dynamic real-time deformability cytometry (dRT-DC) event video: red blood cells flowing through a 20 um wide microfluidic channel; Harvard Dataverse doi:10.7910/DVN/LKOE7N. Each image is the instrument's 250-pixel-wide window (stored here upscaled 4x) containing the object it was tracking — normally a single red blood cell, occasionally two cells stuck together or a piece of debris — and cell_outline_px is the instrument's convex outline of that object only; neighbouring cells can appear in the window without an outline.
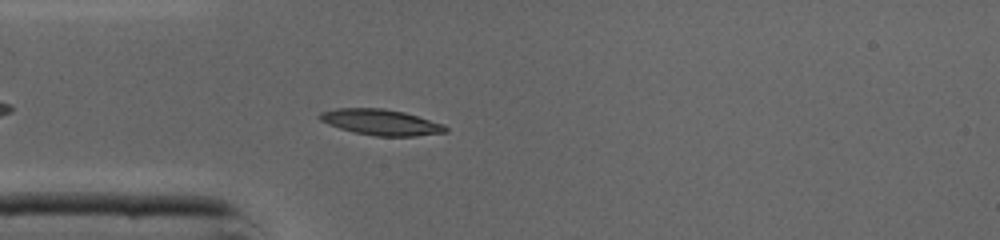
{"species": "common noctule bat (a hibernating species)", "species_latin": "Nyctalus noctula", "temperature_condition": "cold", "stored_images_in_passage": 38, "camera_frame_rate_fps": 3000, "um_per_image_px": 0.085, "animal": {"sex": "male", "body_mass_g": 19.0, "forearm_length_mm": 50.8}, "frame": {"image": 1, "passage_image": 5, "time_ms": 1.333, "image_size_px": [1000, 240], "cell_outline_px": [[448, 132], [416, 136], [376, 136], [352, 132], [328, 124], [320, 120], [320, 112], [336, 108], [384, 108], [404, 112], [444, 124], [448, 128]], "centroid_in_image_um": [32.4, 10.39], "position_along_channel_um": 52.6, "area_um2": 18.96}}
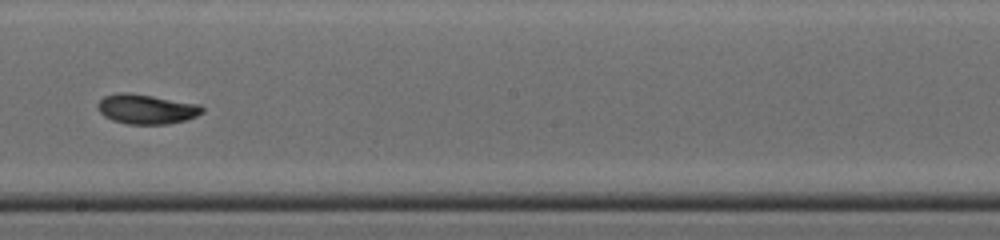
{"frame": {"image": 2, "passage_image": 18, "time_ms": 5.667, "image_size_px": [1000, 240], "cell_outline_px": [[204, 112], [196, 116], [184, 120], [168, 124], [128, 124], [112, 120], [104, 116], [100, 112], [96, 104], [104, 96], [120, 92], [128, 92], [200, 104], [204, 108]], "centroid_in_image_um": [12.44, 9.27], "position_along_channel_um": 235.8, "area_um2": 18.09}}
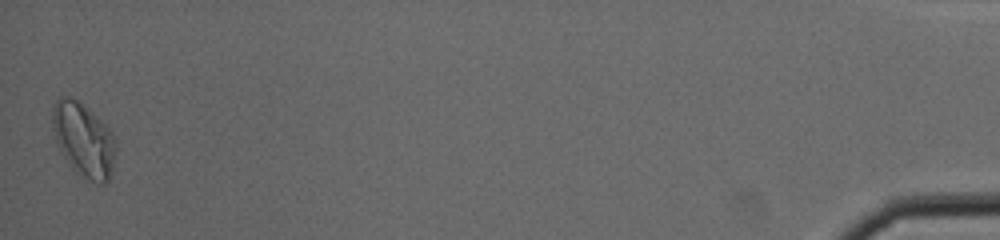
{"frame": {"image": 3, "passage_image": 38, "time_ms": 12.333, "image_size_px": [1000, 240], "cell_outline_px": [[116, 144], [112, 168], [108, 180], [104, 184], [100, 184], [76, 172], [72, 168], [60, 152], [56, 144], [52, 128], [52, 104], [60, 96], [68, 96], [76, 100], [88, 108], [108, 128], [116, 140]], "centroid_in_image_um": [7.06, 11.85], "position_along_channel_um": 428.1, "area_um2": 27.17}, "authors_computed_cell_mechanics": {"area_um2": 17.9758, "velocity_mm_per_s": 4.3558, "shape_relaxation_time_tau1_ms": 2.7256, "shape_relaxation_time_tau2_ms": 2.2138, "deformation_change_tau1": 0.13, "deformation_change_tau2": 0.0549}}